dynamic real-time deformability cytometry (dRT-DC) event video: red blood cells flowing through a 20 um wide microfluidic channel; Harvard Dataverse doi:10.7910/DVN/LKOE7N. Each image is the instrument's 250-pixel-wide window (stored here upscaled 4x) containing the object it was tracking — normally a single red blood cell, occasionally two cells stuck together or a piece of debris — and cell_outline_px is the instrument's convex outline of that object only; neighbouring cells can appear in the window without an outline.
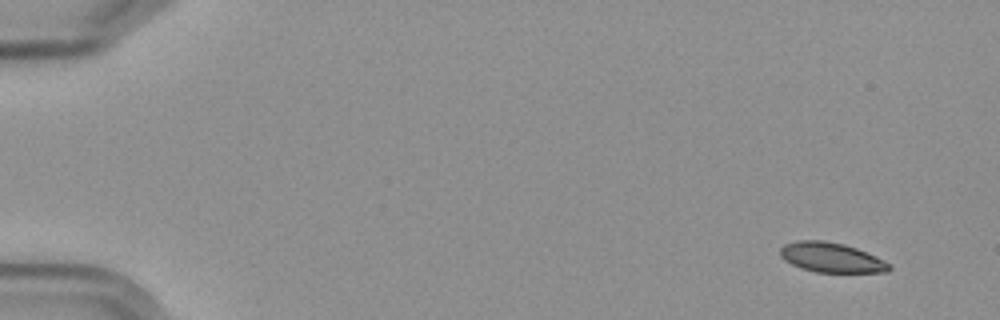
{"species": "Egyptian fruit bat (a non-hibernating species)", "species_latin": "Rousettus aegyptiacus", "temperature_condition": "cold", "stored_images_in_passage": 54, "camera_frame_rate_fps": 3000, "um_per_image_px": 0.085, "frame": {"image": 1, "passage_image": 1, "time_ms": 0.0, "image_size_px": [1000, 320], "cell_outline_px": [[892, 268], [888, 272], [816, 272], [800, 268], [784, 260], [780, 256], [780, 248], [784, 244], [800, 240], [820, 240], [844, 244], [856, 248], [876, 256], [892, 264]], "centroid_in_image_um": [70.68, 21.89], "position_along_channel_um": 14.3, "area_um2": 18.96}}
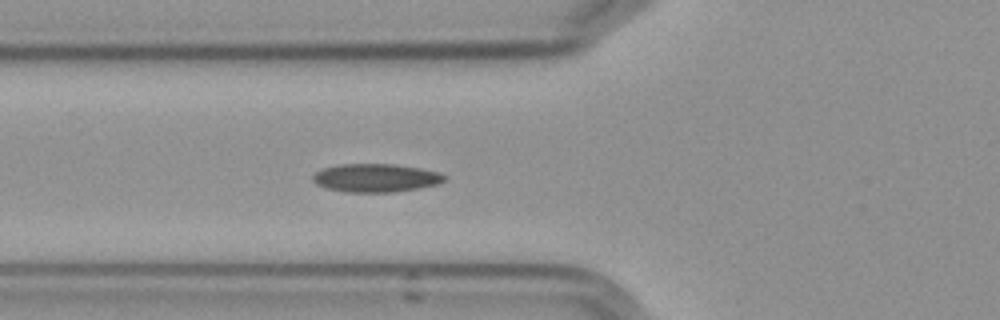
{"frame": {"image": 2, "passage_image": 19, "time_ms": 6.0, "image_size_px": [1000, 320], "cell_outline_px": [[448, 176], [444, 180], [436, 184], [396, 192], [344, 192], [328, 188], [316, 184], [312, 180], [312, 176], [316, 172], [324, 168], [340, 164], [392, 164], [420, 168], [440, 172]], "centroid_in_image_um": [31.94, 15.12], "position_along_channel_um": 93.9, "area_um2": 21.62}}
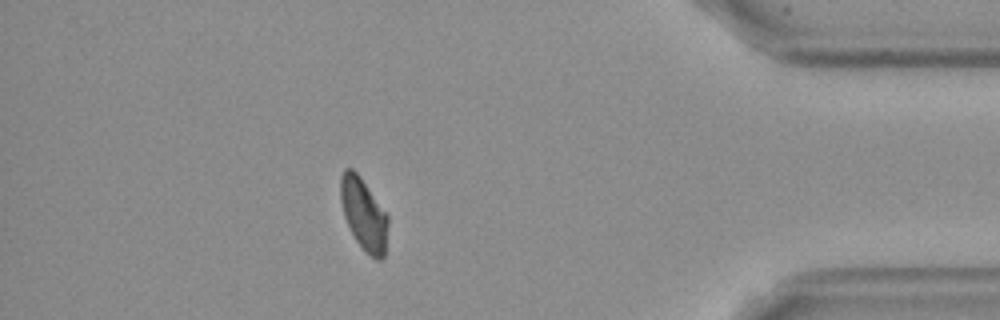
{"frame": {"image": 3, "passage_image": 48, "time_ms": 15.667, "image_size_px": [1000, 320], "cell_outline_px": [[388, 224], [384, 256], [380, 260], [376, 260], [364, 252], [356, 240], [344, 216], [340, 200], [340, 176], [344, 168], [352, 168], [360, 176], [388, 216]], "centroid_in_image_um": [30.9, 18.21], "position_along_channel_um": 404.3, "area_um2": 19.83}, "authors_computed_cell_mechanics": {"area_um2": 20.3745, "velocity_mm_per_s": 3.5918, "shape_relaxation_time_tau1_ms": null, "shape_relaxation_time_tau2_ms": 2.6563, "deformation_change_tau1": null, "deformation_change_tau2": 0.0691}}